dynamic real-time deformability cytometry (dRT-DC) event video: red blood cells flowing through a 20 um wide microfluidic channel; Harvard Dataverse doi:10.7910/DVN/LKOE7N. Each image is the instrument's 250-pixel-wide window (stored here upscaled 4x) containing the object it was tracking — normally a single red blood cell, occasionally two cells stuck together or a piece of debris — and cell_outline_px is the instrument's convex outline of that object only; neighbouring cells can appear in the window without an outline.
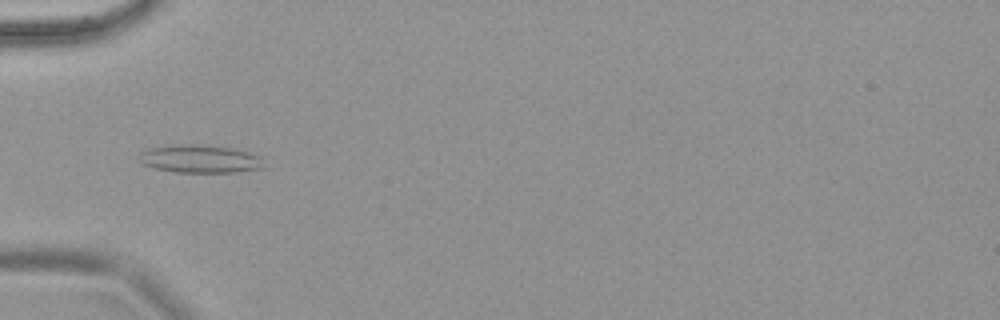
{"species": "common noctule bat (a hibernating species)", "species_latin": "Nyctalus noctula", "temperature_condition": "warm", "stored_images_in_passage": 7, "camera_frame_rate_fps": 3000, "um_per_image_px": 0.085, "animal": {"sex": "female", "body_mass_g": 18.4}, "frame": {"image": 1, "passage_image": 5, "time_ms": 1.333, "image_size_px": [1000, 320], "cell_outline_px": [[264, 168], [236, 172], [176, 172], [156, 168], [140, 164], [136, 156], [140, 152], [148, 148], [176, 144], [192, 144], [232, 148], [248, 152], [260, 156]], "centroid_in_image_um": [16.93, 13.5], "position_along_channel_um": 68.1, "area_um2": 20.46}}